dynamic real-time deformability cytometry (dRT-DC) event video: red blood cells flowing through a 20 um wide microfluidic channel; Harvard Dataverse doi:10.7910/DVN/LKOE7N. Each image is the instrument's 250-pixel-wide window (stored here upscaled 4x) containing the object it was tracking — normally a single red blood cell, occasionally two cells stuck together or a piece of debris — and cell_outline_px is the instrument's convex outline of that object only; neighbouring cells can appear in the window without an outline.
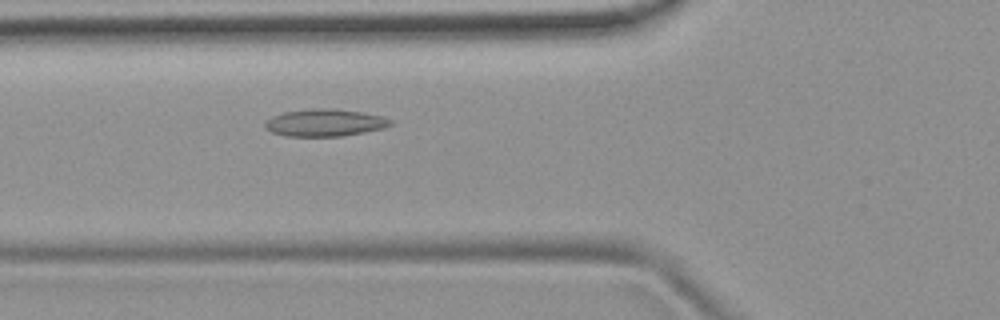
{"species": "common noctule bat (a hibernating species)", "species_latin": "Nyctalus noctula", "temperature_condition": "room temperature", "stored_images_in_passage": 5, "camera_frame_rate_fps": 3000, "um_per_image_px": 0.085, "animal": {"sex": "female", "body_mass_g": 19.9}, "frame": {"image": 1, "passage_image": 5, "time_ms": 5.333, "image_size_px": [1000, 320], "cell_outline_px": [[392, 124], [384, 128], [364, 132], [340, 136], [284, 136], [272, 132], [264, 128], [264, 124], [272, 116], [284, 112], [312, 108], [336, 108], [360, 112], [380, 116], [392, 120]], "centroid_in_image_um": [27.58, 10.42], "position_along_channel_um": 98.2, "area_um2": 19.88}}